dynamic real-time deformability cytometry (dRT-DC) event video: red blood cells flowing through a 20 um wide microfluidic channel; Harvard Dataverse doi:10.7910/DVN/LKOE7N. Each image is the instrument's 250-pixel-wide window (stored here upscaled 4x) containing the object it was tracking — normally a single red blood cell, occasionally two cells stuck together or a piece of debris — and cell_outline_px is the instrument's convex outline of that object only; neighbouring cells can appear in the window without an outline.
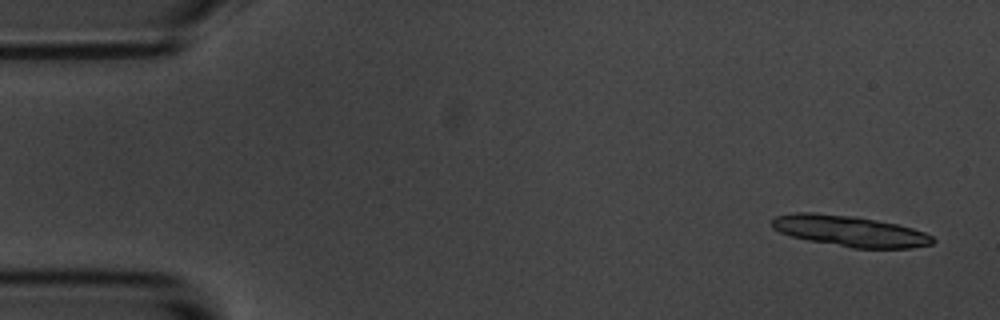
{"species": "common noctule bat (a hibernating species)", "species_latin": "Nyctalus noctula", "temperature_condition": "room temperature", "stored_images_in_passage": 5, "camera_frame_rate_fps": 3000, "um_per_image_px": 0.085, "animal": {"sex": "male", "body_mass_g": 20.1, "forearm_length_mm": 53.5}, "frame": {"image": 1, "passage_image": 1, "time_ms": 0.0, "image_size_px": [1000, 320], "cell_outline_px": [[936, 240], [932, 244], [912, 248], [852, 248], [808, 240], [792, 236], [780, 232], [772, 228], [772, 220], [776, 216], [796, 212], [812, 212], [852, 216], [896, 224], [912, 228], [924, 232], [932, 236]], "centroid_in_image_um": [72.23, 19.64], "position_along_channel_um": 12.8, "area_um2": 28.73}}